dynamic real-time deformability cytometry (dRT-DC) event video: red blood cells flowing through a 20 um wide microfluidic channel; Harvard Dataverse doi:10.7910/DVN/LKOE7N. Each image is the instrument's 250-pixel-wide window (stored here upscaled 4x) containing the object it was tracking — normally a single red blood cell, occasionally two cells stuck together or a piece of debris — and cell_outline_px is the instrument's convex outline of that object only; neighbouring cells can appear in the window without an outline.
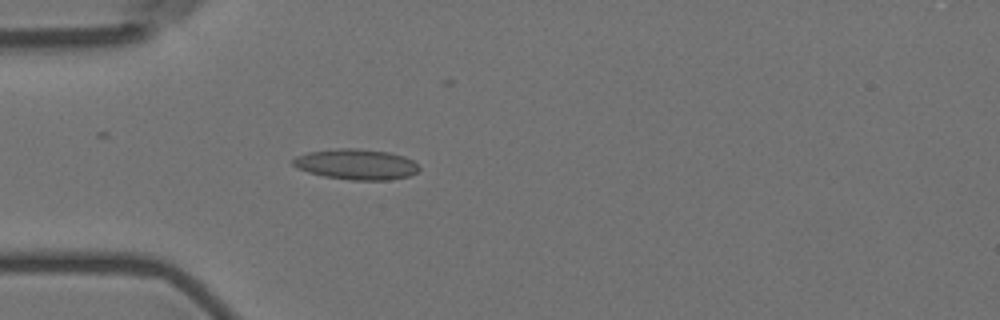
{"species": "Egyptian fruit bat (a non-hibernating species)", "species_latin": "Rousettus aegyptiacus", "temperature_condition": "room temperature", "stored_images_in_passage": 7, "camera_frame_rate_fps": 3000, "um_per_image_px": 0.085, "animal": {"sex": "female"}, "frame": {"image": 1, "passage_image": 5, "time_ms": 4.667, "image_size_px": [1000, 320], "cell_outline_px": [[420, 168], [416, 172], [408, 176], [388, 180], [352, 180], [324, 176], [308, 172], [296, 168], [292, 164], [292, 160], [296, 156], [308, 152], [340, 148], [356, 148], [388, 152], [404, 156], [412, 160]], "centroid_in_image_um": [30.25, 13.96], "position_along_channel_um": 54.7, "area_um2": 22.37}}
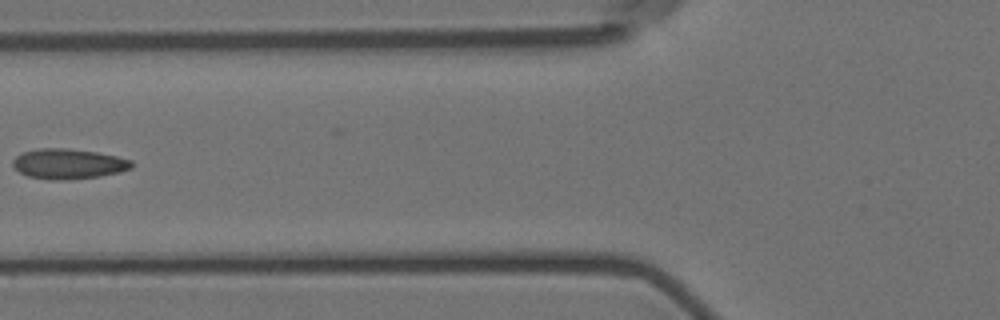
{"frame": {"image": 2, "passage_image": 7, "time_ms": 6.667, "image_size_px": [1000, 320], "cell_outline_px": [[132, 168], [120, 172], [100, 176], [64, 180], [52, 180], [28, 176], [20, 172], [12, 164], [12, 160], [16, 156], [24, 152], [40, 148], [64, 148], [96, 152], [116, 156], [132, 160]], "centroid_in_image_um": [5.82, 13.93], "position_along_channel_um": 120.0, "area_um2": 20.75}}